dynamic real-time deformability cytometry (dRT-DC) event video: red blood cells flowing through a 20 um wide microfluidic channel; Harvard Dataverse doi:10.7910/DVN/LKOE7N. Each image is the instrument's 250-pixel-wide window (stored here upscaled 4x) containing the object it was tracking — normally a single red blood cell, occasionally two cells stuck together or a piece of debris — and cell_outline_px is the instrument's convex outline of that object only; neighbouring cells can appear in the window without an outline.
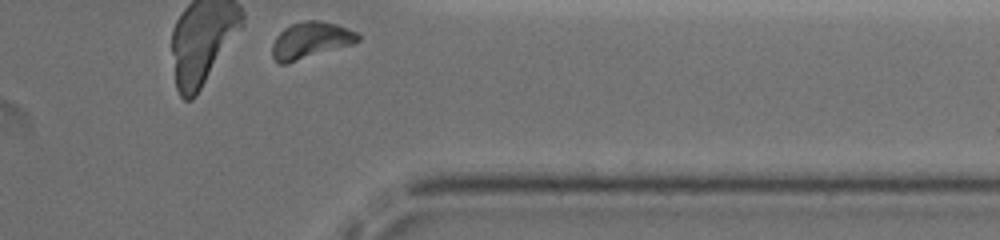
{"species": "common noctule bat (a hibernating species)", "species_latin": "Nyctalus noctula", "temperature_condition": "warm", "stored_images_in_passage": 28, "camera_frame_rate_fps": 3000, "um_per_image_px": 0.085, "animal": {"sex": "female", "body_mass_g": 19.5, "forearm_length_mm": 54.1}, "frame": {"image": 1, "passage_image": 28, "time_ms": 9.0, "image_size_px": [1000, 240], "cell_outline_px": [[360, 40], [352, 44], [284, 64], [280, 64], [272, 56], [272, 44], [276, 36], [284, 28], [292, 24], [304, 20], [320, 20], [336, 24], [348, 28], [356, 32], [360, 36]], "centroid_in_image_um": [26.39, 3.4], "position_along_channel_um": 385.0, "area_um2": 18.03}}